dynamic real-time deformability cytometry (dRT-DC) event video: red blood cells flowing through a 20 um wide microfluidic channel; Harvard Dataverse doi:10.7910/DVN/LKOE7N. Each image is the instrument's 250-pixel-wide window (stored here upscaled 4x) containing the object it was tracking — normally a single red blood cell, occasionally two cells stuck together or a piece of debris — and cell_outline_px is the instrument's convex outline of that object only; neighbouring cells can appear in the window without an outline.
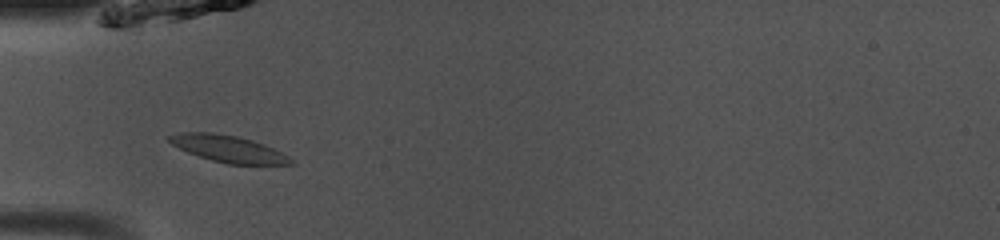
{"species": "common noctule bat (a hibernating species)", "species_latin": "Nyctalus noctula", "temperature_condition": "room temperature", "stored_images_in_passage": 36, "camera_frame_rate_fps": 3000, "um_per_image_px": 0.085, "animal": {"sex": "male", "body_mass_g": 13.0, "forearm_length_mm": 53.1}, "frame": {"image": 1, "passage_image": 5, "time_ms": 1.333, "image_size_px": [1000, 240], "cell_outline_px": [[296, 164], [228, 164], [212, 160], [188, 152], [172, 144], [168, 140], [168, 136], [184, 132], [212, 132], [236, 136], [252, 140], [264, 144], [288, 156]], "centroid_in_image_um": [19.41, 12.64], "position_along_channel_um": 65.6, "area_um2": 18.61}}
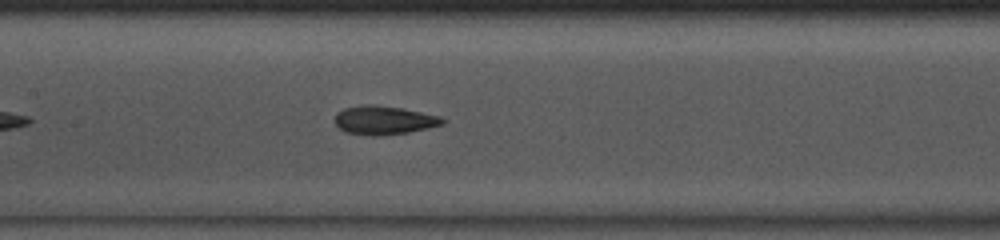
{"frame": {"image": 2, "passage_image": 13, "time_ms": 4.0, "image_size_px": [1000, 240], "cell_outline_px": [[448, 120], [444, 124], [408, 132], [380, 136], [372, 136], [344, 132], [336, 124], [336, 112], [344, 108], [368, 104], [372, 104], [400, 108], [440, 116]], "centroid_in_image_um": [32.64, 10.22], "position_along_channel_um": 174.8, "area_um2": 17.92}}
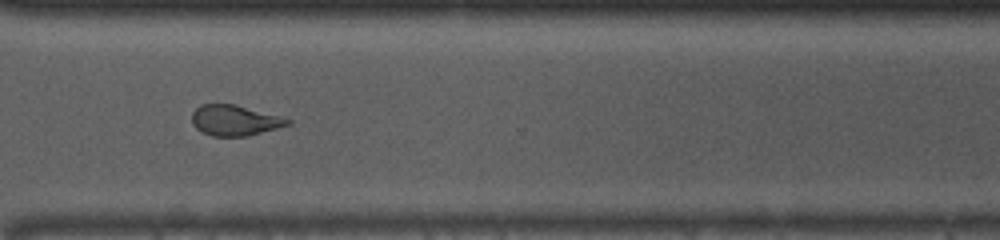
{"frame": {"image": 3, "passage_image": 26, "time_ms": 8.333, "image_size_px": [1000, 240], "cell_outline_px": [[292, 124], [248, 136], [212, 136], [200, 132], [192, 124], [192, 112], [200, 104], [232, 104], [280, 116], [292, 120]], "centroid_in_image_um": [19.93, 10.24], "position_along_channel_um": 350.7, "area_um2": 17.05}, "authors_computed_cell_mechanics": {"area_um2": 17.8602, "velocity_mm_per_s": 4.0799, "shape_relaxation_time_tau1_ms": 3.5929, "shape_relaxation_time_tau2_ms": 2.584, "deformation_change_tau1": 0.1504, "deformation_change_tau2": 0.0988}}